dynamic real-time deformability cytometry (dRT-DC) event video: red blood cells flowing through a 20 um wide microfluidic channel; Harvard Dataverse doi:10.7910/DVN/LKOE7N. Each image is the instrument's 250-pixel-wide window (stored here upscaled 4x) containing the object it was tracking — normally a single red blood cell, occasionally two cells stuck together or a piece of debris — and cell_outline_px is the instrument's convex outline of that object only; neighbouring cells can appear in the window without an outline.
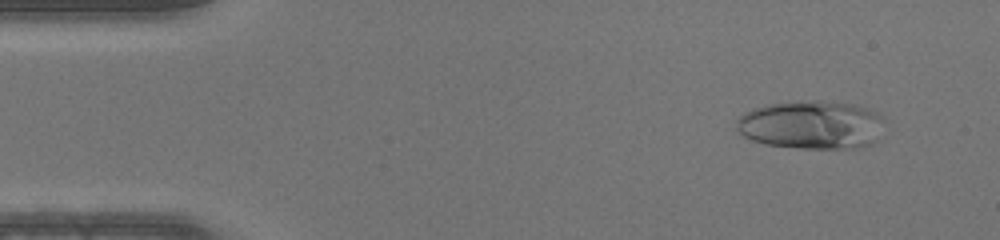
{"species": "human", "species_latin": "Homo sapiens", "temperature_condition": "warm", "stored_images_in_passage": 46, "camera_frame_rate_fps": 3000, "um_per_image_px": 0.085, "donor": {"sex": "male"}, "frame": {"image": 1, "passage_image": 4, "time_ms": 1.0, "image_size_px": [1000, 240], "cell_outline_px": [[884, 120], [876, 140], [872, 144], [856, 148], [800, 148], [768, 144], [752, 140], [744, 136], [736, 128], [736, 120], [744, 112], [752, 108], [768, 104], [816, 100], [820, 100], [852, 104], [876, 112]], "centroid_in_image_um": [68.95, 10.61], "position_along_channel_um": 16.0, "area_um2": 41.56}}
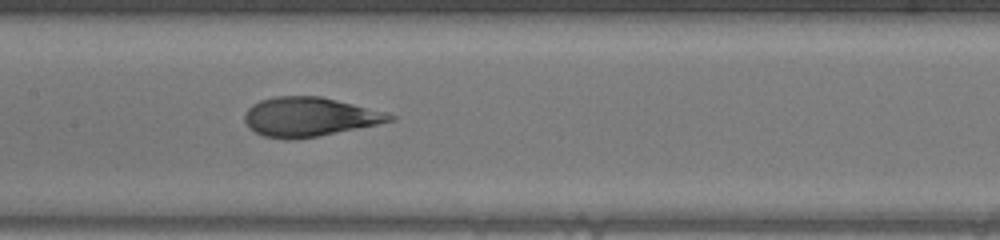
{"frame": {"image": 2, "passage_image": 22, "time_ms": 7.0, "image_size_px": [1000, 240], "cell_outline_px": [[396, 120], [316, 136], [292, 140], [284, 140], [264, 136], [248, 128], [244, 120], [244, 112], [252, 104], [260, 100], [276, 96], [320, 96], [388, 112], [396, 116]], "centroid_in_image_um": [26.26, 9.93], "position_along_channel_um": 181.1, "area_um2": 33.12}}
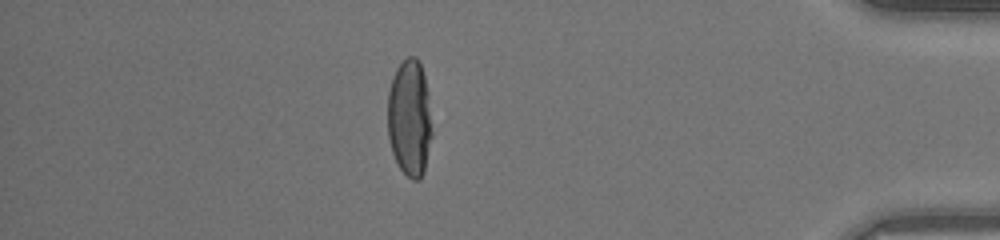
{"frame": {"image": 3, "passage_image": 40, "time_ms": 13.0, "image_size_px": [1000, 240], "cell_outline_px": [[432, 136], [424, 172], [420, 180], [412, 180], [400, 168], [392, 152], [388, 136], [388, 92], [392, 76], [396, 68], [408, 56], [416, 56], [420, 64], [424, 76], [428, 92], [432, 132]], "centroid_in_image_um": [34.82, 10.03], "position_along_channel_um": 400.4, "area_um2": 30.35}}